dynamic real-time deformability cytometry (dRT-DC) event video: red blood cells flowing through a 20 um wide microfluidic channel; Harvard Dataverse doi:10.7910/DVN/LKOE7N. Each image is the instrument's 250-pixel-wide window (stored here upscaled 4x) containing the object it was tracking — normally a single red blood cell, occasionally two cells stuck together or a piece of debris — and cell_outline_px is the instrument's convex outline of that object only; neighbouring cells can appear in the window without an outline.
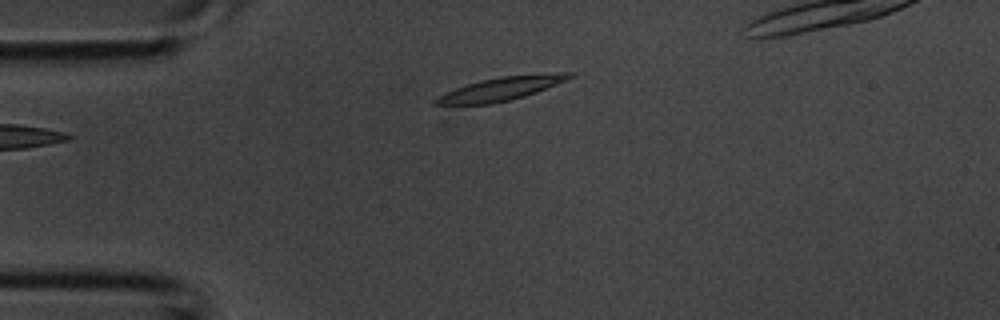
{"species": "common noctule bat (a hibernating species)", "species_latin": "Nyctalus noctula", "temperature_condition": "room temperature", "stored_images_in_passage": 3, "camera_frame_rate_fps": 3000, "um_per_image_px": 0.085, "animal": {"sex": "male", "body_mass_g": 20.1, "forearm_length_mm": 53.5}, "frame": {"image": 1, "passage_image": 3, "time_ms": 0.667, "image_size_px": [1000, 320], "cell_outline_px": [[576, 72], [572, 76], [556, 84], [536, 92], [524, 96], [492, 104], [432, 104], [432, 100], [436, 96], [444, 92], [480, 80], [500, 76], [560, 72]], "centroid_in_image_um": [42.54, 7.54], "position_along_channel_um": 42.5, "area_um2": 18.15}}